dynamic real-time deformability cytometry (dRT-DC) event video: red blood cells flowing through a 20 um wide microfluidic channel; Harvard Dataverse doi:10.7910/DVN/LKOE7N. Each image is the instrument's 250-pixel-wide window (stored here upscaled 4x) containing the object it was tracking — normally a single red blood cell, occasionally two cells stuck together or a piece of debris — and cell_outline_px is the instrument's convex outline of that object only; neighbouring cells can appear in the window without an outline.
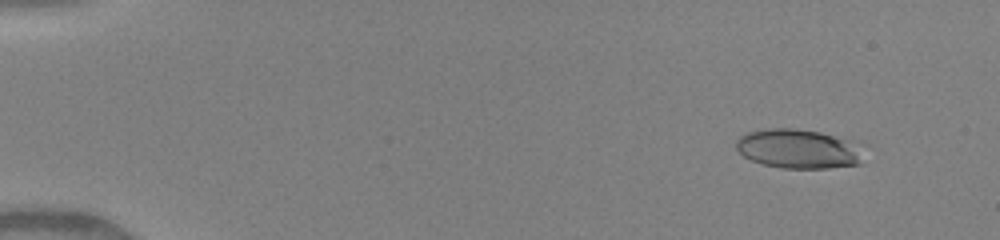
{"species": "human", "species_latin": "Homo sapiens", "temperature_condition": "warm", "stored_images_in_passage": 49, "camera_frame_rate_fps": 3000, "um_per_image_px": 0.085, "donor": {"sex": "female"}, "frame": {"image": 1, "passage_image": 5, "time_ms": 1.333, "image_size_px": [1000, 240], "cell_outline_px": [[860, 164], [828, 168], [784, 168], [764, 164], [752, 160], [744, 156], [736, 148], [736, 140], [740, 136], [748, 132], [768, 128], [796, 128], [820, 132], [848, 140], [852, 144]], "centroid_in_image_um": [67.71, 12.64], "position_along_channel_um": 17.3, "area_um2": 28.26}}
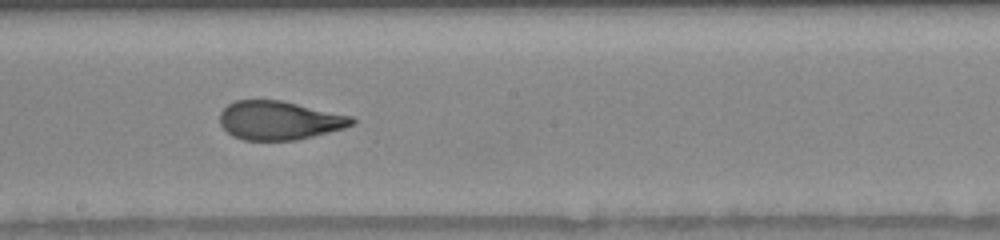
{"frame": {"image": 2, "passage_image": 29, "time_ms": 9.333, "image_size_px": [1000, 240], "cell_outline_px": [[356, 120], [352, 124], [344, 128], [296, 140], [244, 140], [232, 136], [220, 124], [220, 112], [228, 104], [236, 100], [280, 100], [352, 116]], "centroid_in_image_um": [23.71, 10.23], "position_along_channel_um": 224.5, "area_um2": 29.59}}
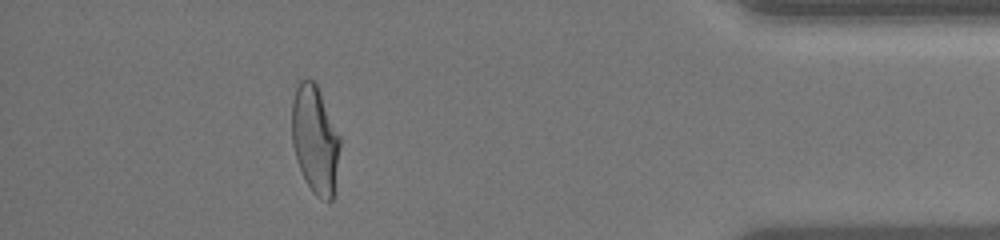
{"frame": {"image": 3, "passage_image": 45, "time_ms": 14.667, "image_size_px": [1000, 240], "cell_outline_px": [[340, 148], [332, 200], [328, 204], [316, 196], [312, 192], [300, 168], [292, 144], [292, 104], [296, 88], [300, 80], [312, 80], [316, 84], [340, 136]], "centroid_in_image_um": [26.78, 11.89], "position_along_channel_um": 408.4, "area_um2": 29.88}, "authors_computed_cell_mechanics": {"area_um2": 30.1138, "velocity_mm_per_s": 4.1872, "shape_relaxation_time_tau1_ms": 5.3568, "shape_relaxation_time_tau2_ms": 1.0198, "deformation_change_tau1": 0.2421, "deformation_change_tau2": 0.078}}